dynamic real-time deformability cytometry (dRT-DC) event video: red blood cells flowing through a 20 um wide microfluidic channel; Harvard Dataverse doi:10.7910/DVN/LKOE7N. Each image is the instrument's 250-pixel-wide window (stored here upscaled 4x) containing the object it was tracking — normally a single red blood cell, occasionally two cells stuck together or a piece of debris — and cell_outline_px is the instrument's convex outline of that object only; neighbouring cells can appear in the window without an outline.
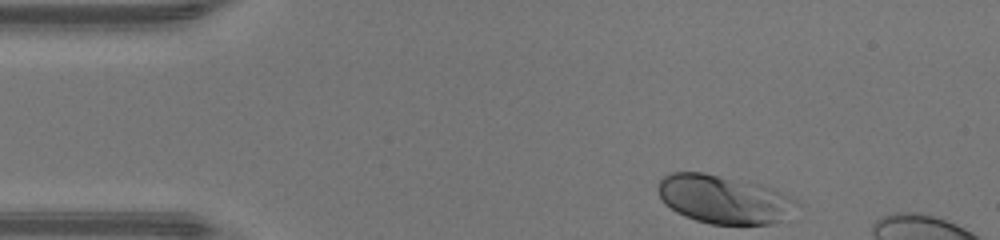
{"species": "human", "species_latin": "Homo sapiens", "temperature_condition": "warm", "stored_images_in_passage": 33, "camera_frame_rate_fps": 3000, "um_per_image_px": 0.085, "donor": {"sex": "male"}, "frame": {"image": 1, "passage_image": 1, "time_ms": 0.0, "image_size_px": [1000, 240], "cell_outline_px": [[800, 204], [772, 224], [712, 224], [696, 220], [684, 216], [676, 212], [664, 204], [660, 200], [656, 188], [660, 180], [664, 176], [672, 172], [700, 172], [760, 184], [772, 188], [796, 200]], "centroid_in_image_um": [61.44, 16.93], "position_along_channel_um": 23.6, "area_um2": 38.73}}
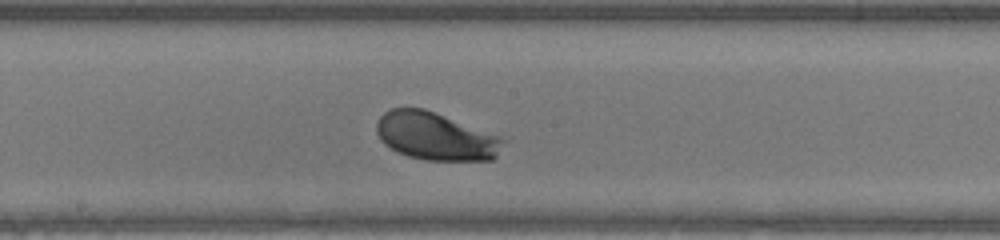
{"frame": {"image": 2, "passage_image": 19, "time_ms": 6.0, "image_size_px": [1000, 240], "cell_outline_px": [[504, 140], [496, 156], [492, 160], [424, 160], [408, 156], [396, 152], [384, 144], [380, 140], [376, 132], [376, 124], [380, 116], [384, 112], [392, 108], [424, 108], [436, 112], [500, 136]], "centroid_in_image_um": [36.98, 11.58], "position_along_channel_um": 211.2, "area_um2": 35.26}}
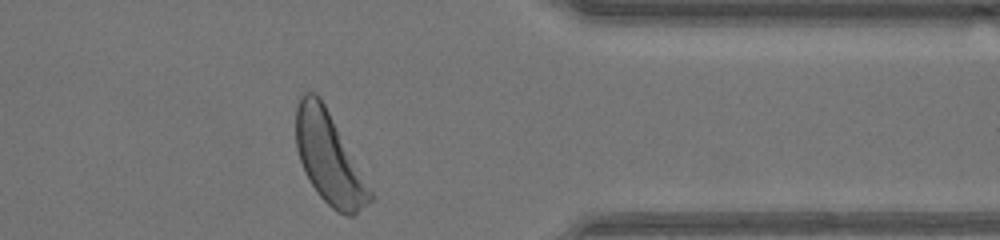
{"frame": {"image": 3, "passage_image": 32, "time_ms": 10.333, "image_size_px": [1000, 240], "cell_outline_px": [[372, 200], [352, 216], [344, 216], [336, 212], [320, 196], [304, 172], [296, 148], [296, 108], [300, 96], [304, 92], [316, 92], [324, 104], [372, 192]], "centroid_in_image_um": [27.93, 13.45], "position_along_channel_um": 383.5, "area_um2": 38.38}, "authors_computed_cell_mechanics": {"area_um2": 35.6048, "velocity_mm_per_s": 4.3505, "shape_relaxation_time_tau1_ms": 1.0837, "shape_relaxation_time_tau2_ms": 5.5697, "deformation_change_tau1": 0.1096, "deformation_change_tau2": 0.1114}}